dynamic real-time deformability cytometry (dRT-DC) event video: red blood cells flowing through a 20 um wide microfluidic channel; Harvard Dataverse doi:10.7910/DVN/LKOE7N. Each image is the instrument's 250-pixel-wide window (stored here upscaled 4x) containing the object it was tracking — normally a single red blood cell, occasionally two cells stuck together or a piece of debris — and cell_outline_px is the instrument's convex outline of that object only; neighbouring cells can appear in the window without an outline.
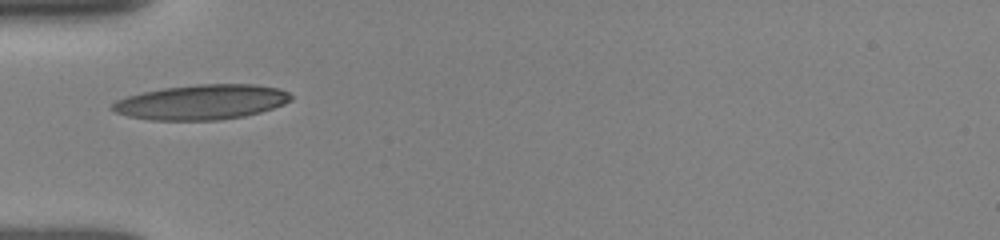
{"species": "human", "species_latin": "Homo sapiens", "temperature_condition": "room temperature", "stored_images_in_passage": 36, "camera_frame_rate_fps": 3000, "um_per_image_px": 0.085, "donor": {"sex": "female"}, "frame": {"image": 1, "passage_image": 1, "time_ms": 0.0, "image_size_px": [1000, 240], "cell_outline_px": [[292, 100], [284, 104], [260, 112], [244, 116], [220, 120], [152, 120], [128, 116], [116, 112], [108, 108], [116, 100], [128, 96], [144, 92], [164, 88], [196, 84], [256, 84], [280, 88], [288, 92], [292, 96]], "centroid_in_image_um": [17.15, 8.67], "position_along_channel_um": 67.8, "area_um2": 36.41}}
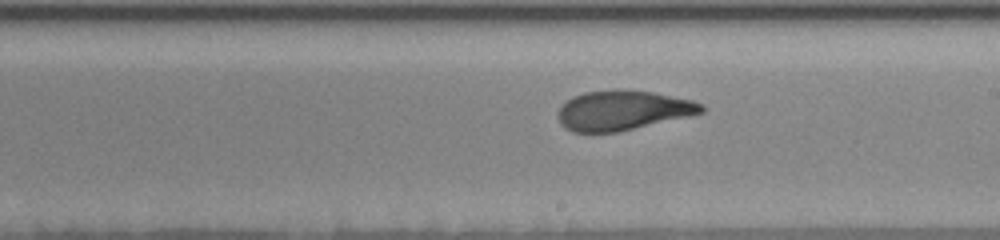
{"frame": {"image": 2, "passage_image": 14, "time_ms": 4.333, "image_size_px": [1000, 240], "cell_outline_px": [[704, 112], [688, 116], [616, 132], [572, 132], [564, 128], [560, 124], [556, 116], [560, 108], [572, 96], [584, 92], [652, 92], [692, 100], [704, 104]], "centroid_in_image_um": [52.91, 9.42], "position_along_channel_um": 236.1, "area_um2": 32.25}}
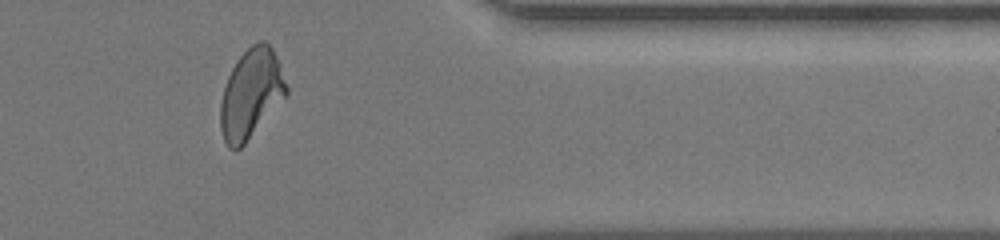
{"frame": {"image": 3, "passage_image": 27, "time_ms": 8.667, "image_size_px": [1000, 240], "cell_outline_px": [[288, 96], [244, 144], [240, 148], [228, 148], [224, 140], [220, 128], [220, 104], [224, 88], [228, 76], [236, 60], [252, 44], [260, 40], [264, 40], [272, 48], [280, 64], [288, 88]], "centroid_in_image_um": [21.36, 7.97], "position_along_channel_um": 390.0, "area_um2": 34.39}, "authors_computed_cell_mechanics": {"area_um2": 33.7552, "velocity_mm_per_s": 3.8855, "shape_relaxation_time_tau1_ms": 3.9968, "shape_relaxation_time_tau2_ms": 1.0738, "deformation_change_tau1": 0.1841, "deformation_change_tau2": 0.0799}}